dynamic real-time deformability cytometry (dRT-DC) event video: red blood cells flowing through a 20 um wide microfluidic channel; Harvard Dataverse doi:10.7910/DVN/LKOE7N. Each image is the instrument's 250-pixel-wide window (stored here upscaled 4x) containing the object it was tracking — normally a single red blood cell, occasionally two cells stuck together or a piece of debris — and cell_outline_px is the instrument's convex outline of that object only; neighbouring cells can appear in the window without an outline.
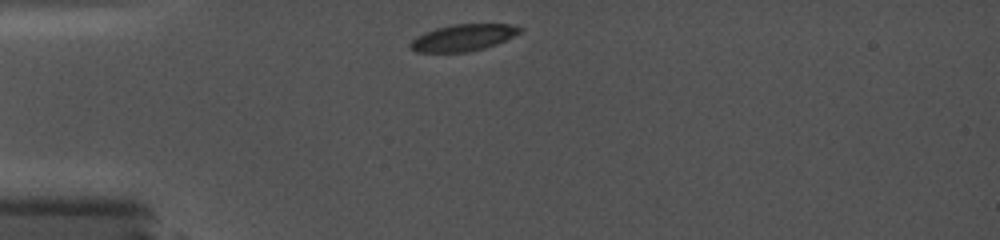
{"species": "common noctule bat (a hibernating species)", "species_latin": "Nyctalus noctula", "temperature_condition": "cold", "stored_images_in_passage": 23, "camera_frame_rate_fps": 5000, "um_per_image_px": 0.085, "animal": {"sex": "female", "body_mass_g": 19.0, "forearm_length_mm": 56.7}, "frame": {"image": 1, "passage_image": 1, "time_ms": 0.0, "image_size_px": [1000, 240], "cell_outline_px": [[524, 32], [496, 44], [484, 48], [468, 52], [416, 52], [408, 44], [416, 36], [424, 32], [436, 28], [452, 24], [512, 24], [524, 28]], "centroid_in_image_um": [39.41, 3.19], "position_along_channel_um": 45.6, "area_um2": 17.22}}
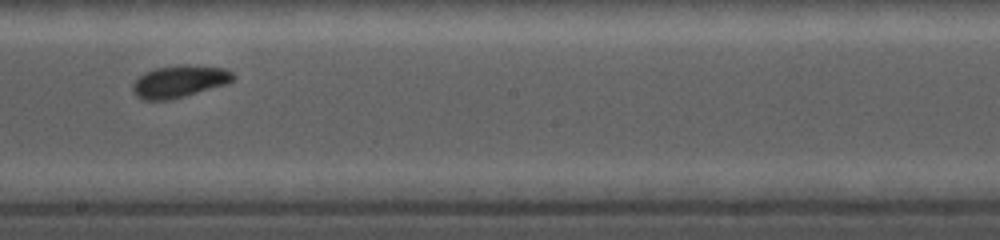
{"frame": {"image": 2, "passage_image": 9, "time_ms": 5.6, "image_size_px": [1000, 240], "cell_outline_px": [[236, 76], [228, 84], [172, 100], [144, 100], [136, 96], [132, 92], [132, 84], [144, 72], [156, 68], [176, 64], [196, 64], [224, 68], [232, 72]], "centroid_in_image_um": [15.27, 6.91], "position_along_channel_um": 232.9, "area_um2": 19.31}}
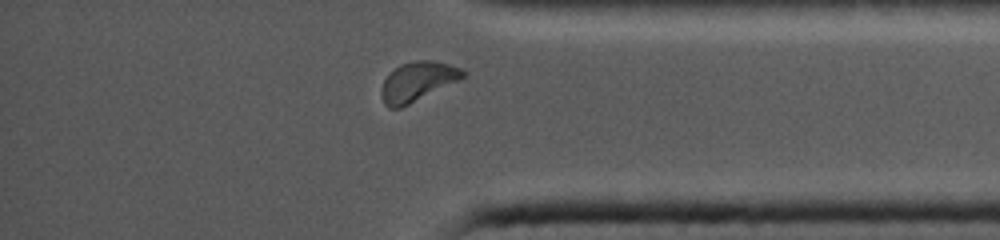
{"frame": {"image": 3, "passage_image": 20, "time_ms": 10.0, "image_size_px": [1000, 240], "cell_outline_px": [[468, 72], [464, 76], [400, 108], [388, 108], [384, 104], [380, 92], [380, 88], [384, 80], [400, 64], [416, 60], [432, 60], [464, 68]], "centroid_in_image_um": [35.46, 6.91], "position_along_channel_um": 399.7, "area_um2": 18.26}}